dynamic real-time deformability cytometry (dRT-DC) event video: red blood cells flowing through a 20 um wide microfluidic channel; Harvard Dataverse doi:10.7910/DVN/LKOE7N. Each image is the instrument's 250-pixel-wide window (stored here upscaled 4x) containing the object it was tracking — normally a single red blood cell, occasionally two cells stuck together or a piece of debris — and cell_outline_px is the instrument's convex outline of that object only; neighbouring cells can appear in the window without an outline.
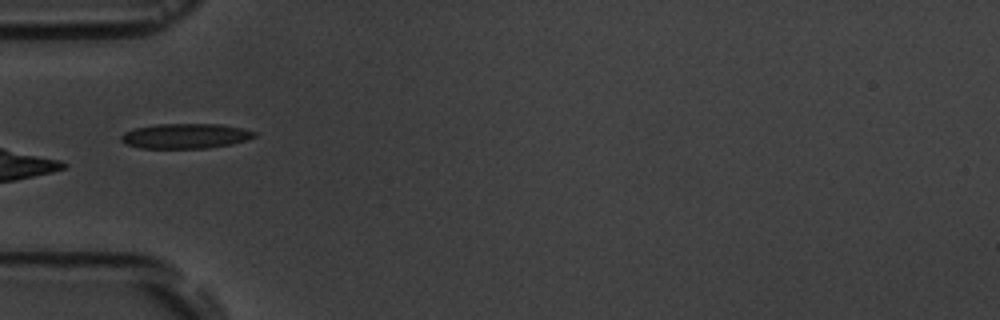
{"species": "common noctule bat (a hibernating species)", "species_latin": "Nyctalus noctula", "temperature_condition": "room temperature", "stored_images_in_passage": 7, "camera_frame_rate_fps": 3000, "um_per_image_px": 0.085, "animal": {"sex": "male", "body_mass_g": 19.5, "forearm_length_mm": 54.6}, "frame": {"image": 1, "passage_image": 6, "time_ms": 6.0, "image_size_px": [1000, 320], "cell_outline_px": [[256, 136], [248, 140], [232, 144], [208, 148], [140, 148], [124, 144], [120, 140], [120, 136], [124, 132], [136, 128], [156, 124], [220, 124], [240, 128], [256, 132]], "centroid_in_image_um": [15.74, 11.56], "position_along_channel_um": 69.3, "area_um2": 19.48}}
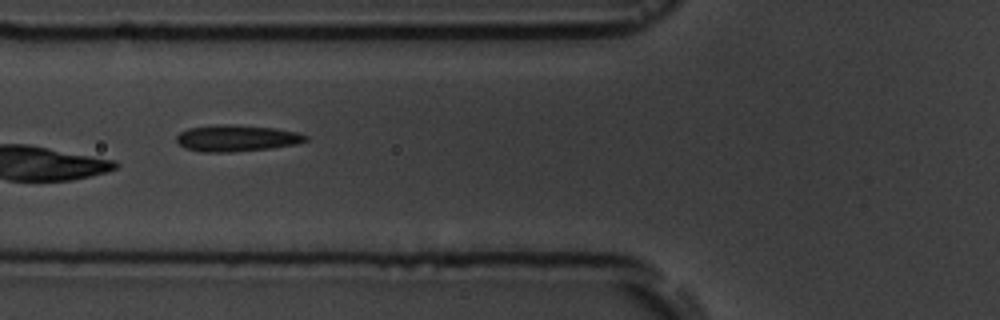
{"frame": {"image": 2, "passage_image": 7, "time_ms": 7.0, "image_size_px": [1000, 320], "cell_outline_px": [[308, 140], [296, 144], [272, 148], [232, 152], [200, 152], [184, 148], [176, 140], [176, 136], [180, 132], [188, 128], [220, 124], [232, 124], [276, 128], [296, 132], [308, 136]], "centroid_in_image_um": [20.1, 11.75], "position_along_channel_um": 105.7, "area_um2": 20.06}}